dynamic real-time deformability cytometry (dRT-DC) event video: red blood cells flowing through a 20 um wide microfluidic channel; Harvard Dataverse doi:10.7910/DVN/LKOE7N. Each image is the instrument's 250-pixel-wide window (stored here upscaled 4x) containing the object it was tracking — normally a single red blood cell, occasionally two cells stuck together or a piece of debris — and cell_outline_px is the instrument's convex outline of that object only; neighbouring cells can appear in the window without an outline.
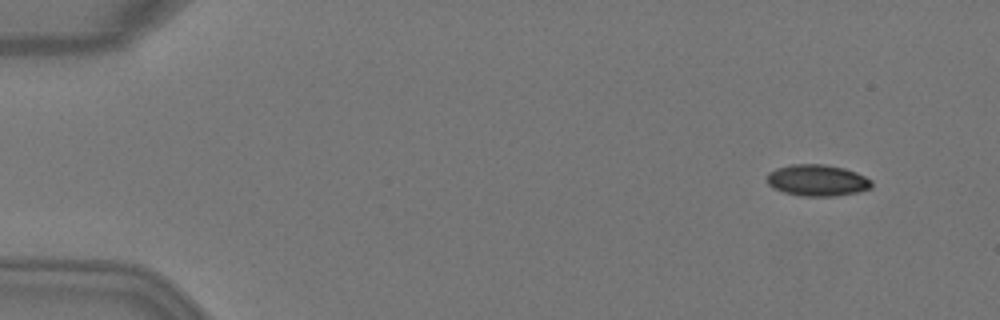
{"species": "Egyptian fruit bat (a non-hibernating species)", "species_latin": "Rousettus aegyptiacus", "temperature_condition": "warm", "stored_images_in_passage": 5, "camera_frame_rate_fps": 3000, "um_per_image_px": 0.085, "animal": {"sex": "female"}, "frame": {"image": 1, "passage_image": 2, "time_ms": 0.333, "image_size_px": [1000, 320], "cell_outline_px": [[872, 188], [856, 192], [836, 196], [800, 196], [784, 192], [772, 188], [768, 184], [768, 172], [776, 168], [792, 164], [824, 164], [844, 168], [856, 172], [872, 180]], "centroid_in_image_um": [69.46, 15.33], "position_along_channel_um": 15.5, "area_um2": 19.25}}